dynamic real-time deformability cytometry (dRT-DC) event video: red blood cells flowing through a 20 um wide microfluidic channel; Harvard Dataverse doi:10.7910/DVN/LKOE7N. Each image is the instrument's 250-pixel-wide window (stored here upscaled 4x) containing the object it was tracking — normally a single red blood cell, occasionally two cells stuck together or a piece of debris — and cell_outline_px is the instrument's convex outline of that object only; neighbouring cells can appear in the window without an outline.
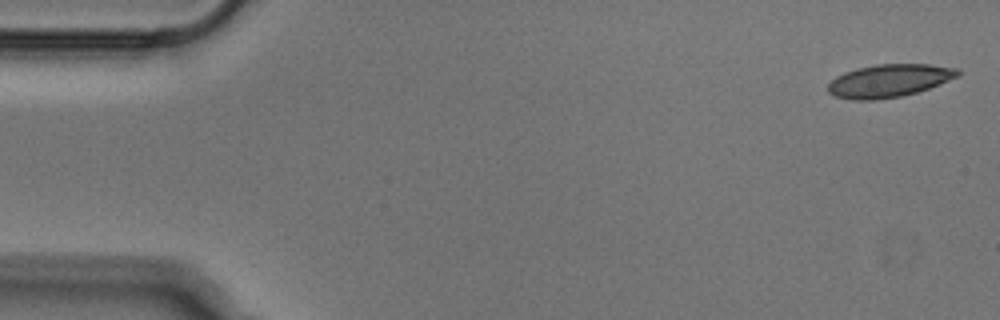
{"species": "Egyptian fruit bat (a non-hibernating species)", "species_latin": "Rousettus aegyptiacus", "temperature_condition": "cold", "stored_images_in_passage": 51, "camera_frame_rate_fps": 3000, "um_per_image_px": 0.085, "animal": {"sex": "male"}, "frame": {"image": 1, "passage_image": 1, "time_ms": 0.0, "image_size_px": [1000, 320], "cell_outline_px": [[960, 76], [928, 88], [916, 92], [900, 96], [876, 100], [852, 100], [836, 96], [828, 92], [828, 84], [836, 76], [844, 72], [856, 68], [876, 64], [928, 64], [956, 68], [960, 72]], "centroid_in_image_um": [75.55, 6.85], "position_along_channel_um": 9.4, "area_um2": 24.8}}
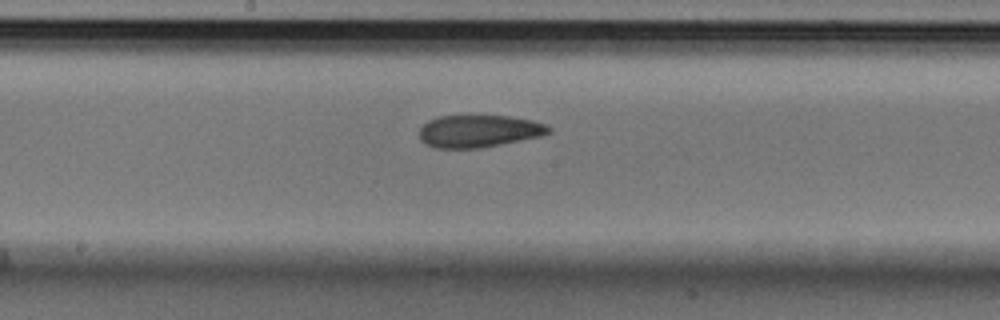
{"frame": {"image": 2, "passage_image": 26, "time_ms": 8.333, "image_size_px": [1000, 320], "cell_outline_px": [[552, 132], [540, 136], [480, 148], [432, 148], [424, 144], [420, 140], [420, 128], [428, 120], [440, 116], [512, 116], [532, 120], [548, 124], [552, 128]], "centroid_in_image_um": [40.71, 11.14], "position_along_channel_um": 207.5, "area_um2": 24.51}}
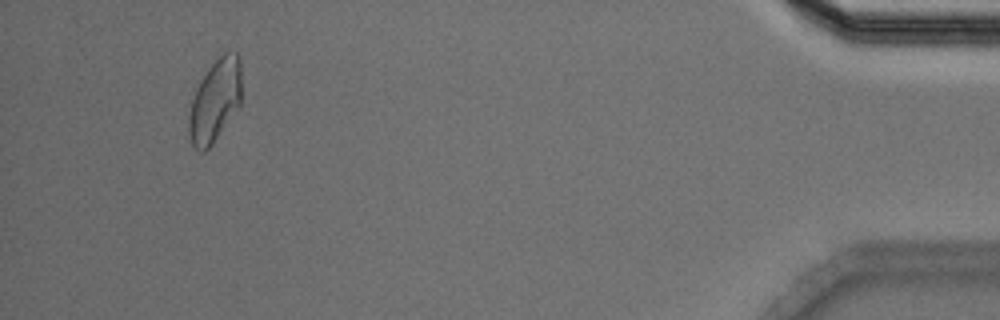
{"frame": {"image": 3, "passage_image": 48, "time_ms": 15.667, "image_size_px": [1000, 320], "cell_outline_px": [[240, 104], [212, 144], [204, 152], [200, 152], [192, 148], [188, 136], [188, 116], [192, 100], [196, 88], [200, 80], [208, 68], [224, 52], [236, 52], [240, 56]], "centroid_in_image_um": [18.24, 8.59], "position_along_channel_um": 417.0, "area_um2": 25.26}}